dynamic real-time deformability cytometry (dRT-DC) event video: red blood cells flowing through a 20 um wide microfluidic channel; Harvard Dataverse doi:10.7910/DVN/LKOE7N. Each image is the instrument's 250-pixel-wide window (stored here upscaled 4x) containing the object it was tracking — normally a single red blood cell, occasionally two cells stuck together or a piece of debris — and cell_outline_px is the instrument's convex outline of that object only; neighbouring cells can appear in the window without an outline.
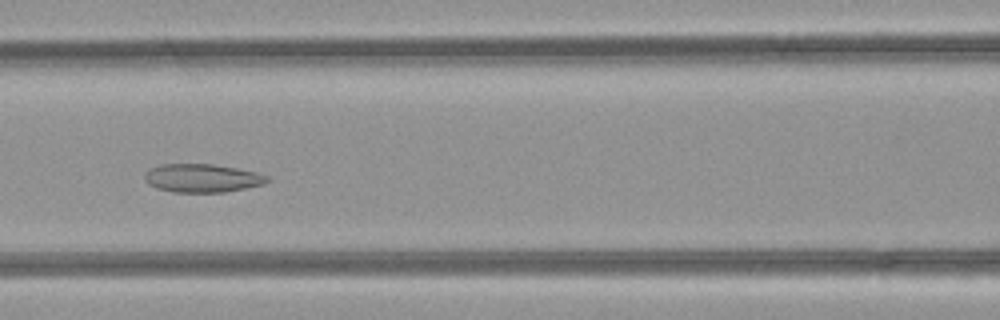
{"species": "common noctule bat (a hibernating species)", "species_latin": "Nyctalus noctula", "temperature_condition": "room temperature", "stored_images_in_passage": 40, "camera_frame_rate_fps": 3000, "um_per_image_px": 0.085, "animal": {"sex": "female", "body_mass_g": 21.9}, "frame": {"image": 1, "passage_image": 16, "time_ms": 5.0, "image_size_px": [1000, 320], "cell_outline_px": [[272, 180], [264, 184], [224, 192], [172, 192], [156, 188], [148, 184], [144, 180], [144, 176], [148, 168], [160, 164], [212, 164], [236, 168], [256, 172], [268, 176]], "centroid_in_image_um": [17.16, 15.14], "position_along_channel_um": 149.4, "area_um2": 20.4}}
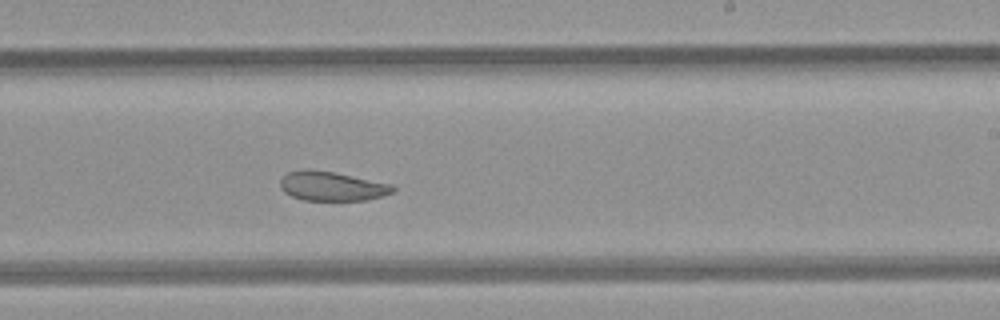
{"frame": {"image": 2, "passage_image": 24, "time_ms": 7.667, "image_size_px": [1000, 320], "cell_outline_px": [[396, 188], [392, 192], [380, 196], [364, 200], [304, 200], [292, 196], [284, 192], [280, 188], [280, 180], [288, 172], [304, 168], [332, 172], [392, 184]], "centroid_in_image_um": [28.16, 15.82], "position_along_channel_um": 260.8, "area_um2": 19.02}}
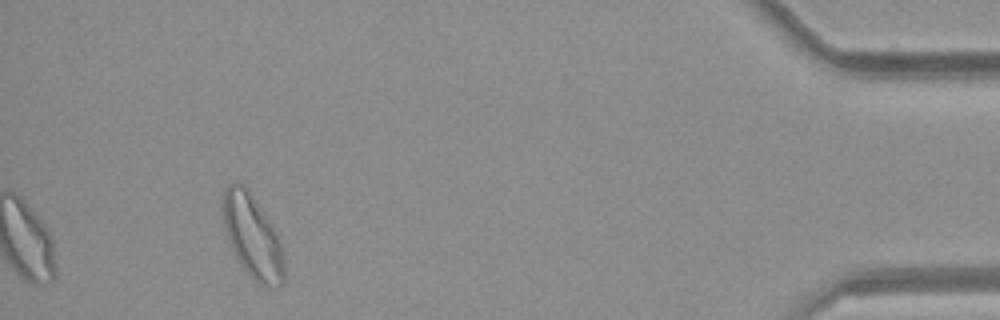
{"frame": {"image": 3, "passage_image": 40, "time_ms": 13.0, "image_size_px": [1000, 320], "cell_outline_px": [[284, 280], [280, 284], [260, 284], [252, 280], [240, 264], [228, 240], [224, 228], [220, 208], [220, 204], [224, 192], [228, 184], [240, 184], [248, 192], [268, 220], [276, 232], [280, 240], [284, 264]], "centroid_in_image_um": [21.41, 20.11], "position_along_channel_um": 413.8, "area_um2": 29.07}, "authors_computed_cell_mechanics": {"area_um2": 23.0044, "velocity_mm_per_s": 4.1904, "shape_relaxation_time_tau1_ms": null, "shape_relaxation_time_tau2_ms": 2.2278, "deformation_change_tau1": null, "deformation_change_tau2": 0.0875}}